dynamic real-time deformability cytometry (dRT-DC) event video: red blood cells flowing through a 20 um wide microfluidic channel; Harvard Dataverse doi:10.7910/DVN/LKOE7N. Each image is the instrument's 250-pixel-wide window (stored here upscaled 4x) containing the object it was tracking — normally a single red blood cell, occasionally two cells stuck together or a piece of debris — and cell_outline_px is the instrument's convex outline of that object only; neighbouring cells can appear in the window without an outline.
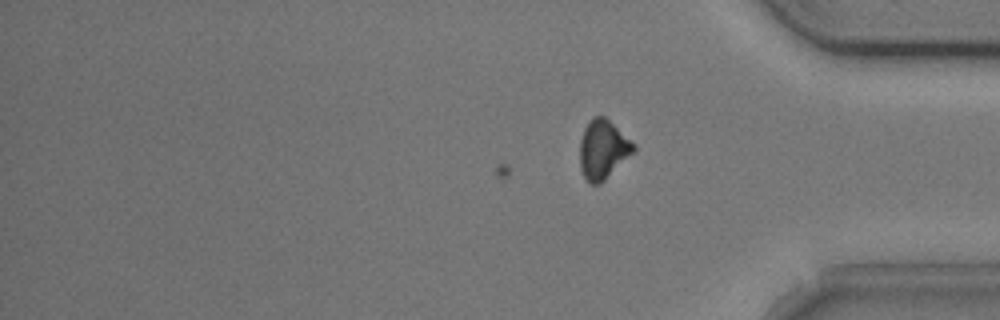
{"species": "common noctule bat (a hibernating species)", "species_latin": "Nyctalus noctula", "temperature_condition": "cold", "stored_images_in_passage": 30, "camera_frame_rate_fps": 3000, "um_per_image_px": 0.085, "animal": {"sex": "male", "body_mass_g": 20.5, "forearm_length_mm": 52.5}, "frame": {"image": 1, "passage_image": 30, "time_ms": 9.667, "image_size_px": [1000, 320], "cell_outline_px": [[636, 152], [600, 184], [588, 184], [580, 168], [580, 140], [584, 128], [588, 120], [592, 116], [604, 116], [636, 144]], "centroid_in_image_um": [51.27, 12.71], "position_along_channel_um": 383.9, "area_um2": 18.84}}